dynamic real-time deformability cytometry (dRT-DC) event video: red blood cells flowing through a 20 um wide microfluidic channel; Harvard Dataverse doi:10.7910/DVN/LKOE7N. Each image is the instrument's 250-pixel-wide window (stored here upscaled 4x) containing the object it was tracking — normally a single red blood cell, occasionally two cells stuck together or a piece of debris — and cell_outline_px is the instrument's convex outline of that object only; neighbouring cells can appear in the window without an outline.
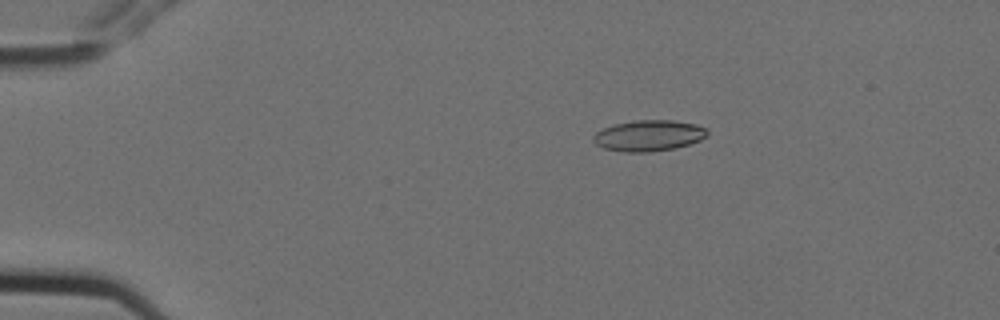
{"species": "Egyptian fruit bat (a non-hibernating species)", "species_latin": "Rousettus aegyptiacus", "temperature_condition": "cold", "stored_images_in_passage": 5, "camera_frame_rate_fps": 3000, "um_per_image_px": 0.085, "animal": {"sex": "female"}, "frame": {"image": 1, "passage_image": 2, "time_ms": 0.333, "image_size_px": [1000, 320], "cell_outline_px": [[708, 132], [700, 140], [688, 144], [672, 148], [648, 152], [624, 152], [604, 148], [596, 144], [592, 140], [592, 136], [596, 132], [604, 128], [616, 124], [636, 120], [672, 120], [696, 124], [704, 128]], "centroid_in_image_um": [55.1, 11.52], "position_along_channel_um": 29.9, "area_um2": 20.29}}
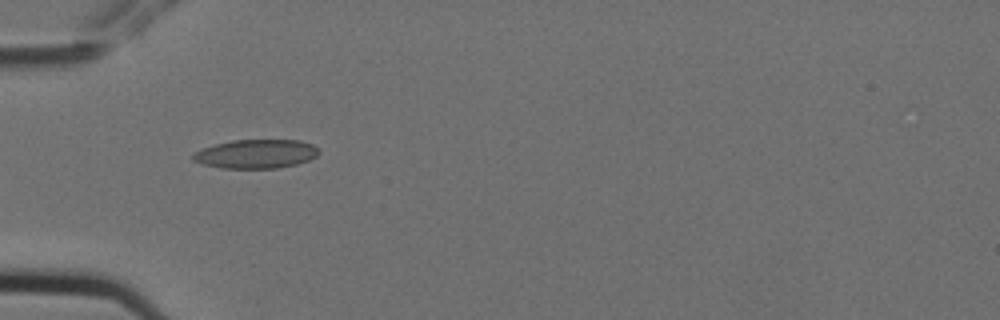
{"frame": {"image": 2, "passage_image": 4, "time_ms": 1.0, "image_size_px": [1000, 320], "cell_outline_px": [[320, 152], [316, 156], [308, 160], [296, 164], [276, 168], [220, 168], [204, 164], [192, 160], [192, 152], [216, 144], [232, 140], [300, 140], [312, 144]], "centroid_in_image_um": [21.74, 13.08], "position_along_channel_um": 63.3, "area_um2": 21.1}}
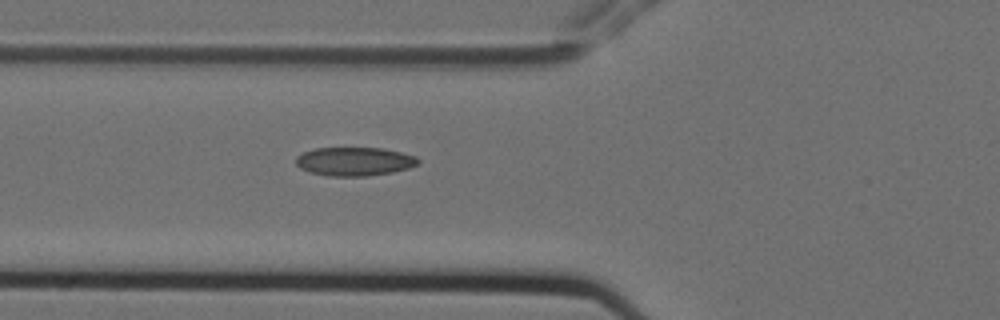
{"frame": {"image": 3, "passage_image": 5, "time_ms": 1.333, "image_size_px": [1000, 320], "cell_outline_px": [[420, 164], [408, 168], [392, 172], [368, 176], [328, 176], [312, 172], [300, 168], [296, 164], [296, 156], [304, 152], [316, 148], [384, 148], [416, 156], [420, 160]], "centroid_in_image_um": [30.16, 13.72], "position_along_channel_um": 95.6, "area_um2": 20.4}}